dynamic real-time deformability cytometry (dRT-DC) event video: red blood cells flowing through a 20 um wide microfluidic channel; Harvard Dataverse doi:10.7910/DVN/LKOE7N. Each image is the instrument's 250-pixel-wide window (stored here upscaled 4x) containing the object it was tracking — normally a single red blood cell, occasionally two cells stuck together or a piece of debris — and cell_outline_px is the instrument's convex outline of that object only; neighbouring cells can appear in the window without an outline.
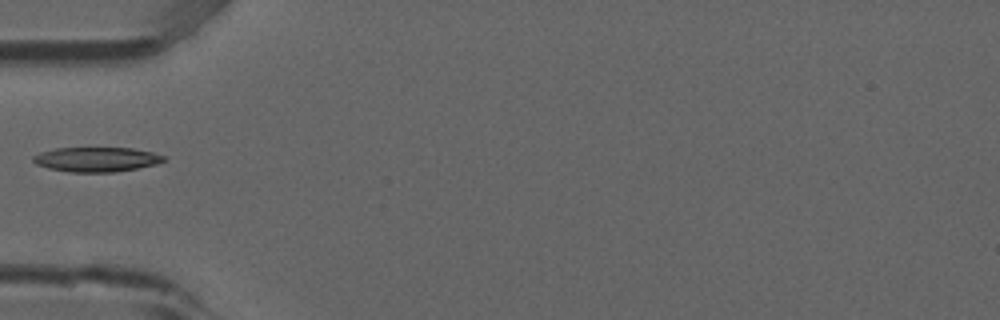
{"species": "common noctule bat (a hibernating species)", "species_latin": "Nyctalus noctula", "temperature_condition": "room temperature", "stored_images_in_passage": 6, "camera_frame_rate_fps": 3000, "um_per_image_px": 0.085, "animal": {"sex": "male", "forearm_length_mm": 52.5}, "frame": {"image": 1, "passage_image": 5, "time_ms": 1.333, "image_size_px": [1000, 320], "cell_outline_px": [[164, 160], [156, 164], [116, 172], [68, 172], [48, 168], [36, 164], [32, 160], [32, 156], [40, 152], [56, 148], [132, 148], [152, 152], [164, 156]], "centroid_in_image_um": [8.15, 13.55], "position_along_channel_um": 76.8, "area_um2": 18.67}}
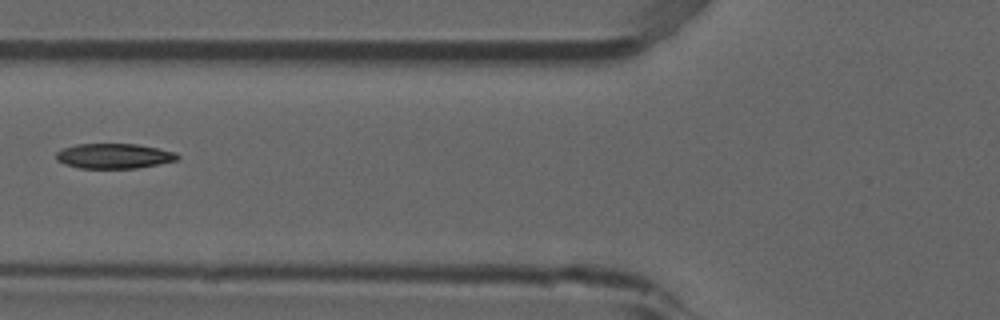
{"frame": {"image": 2, "passage_image": 6, "time_ms": 1.667, "image_size_px": [1000, 320], "cell_outline_px": [[180, 156], [176, 160], [136, 168], [80, 168], [64, 164], [56, 160], [56, 152], [64, 148], [76, 144], [136, 144], [176, 152]], "centroid_in_image_um": [9.65, 13.26], "position_along_channel_um": 116.1, "area_um2": 17.51}}